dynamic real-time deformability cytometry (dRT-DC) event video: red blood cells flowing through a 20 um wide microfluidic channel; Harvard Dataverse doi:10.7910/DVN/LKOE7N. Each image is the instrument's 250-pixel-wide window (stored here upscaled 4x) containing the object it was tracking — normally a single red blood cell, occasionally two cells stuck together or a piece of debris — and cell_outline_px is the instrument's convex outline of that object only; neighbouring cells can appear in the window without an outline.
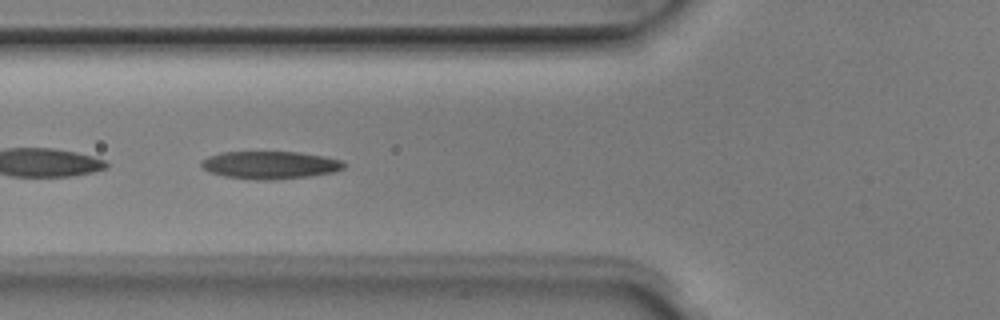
{"species": "Egyptian fruit bat (a non-hibernating species)", "species_latin": "Rousettus aegyptiacus", "temperature_condition": "room temperature", "stored_images_in_passage": 40, "camera_frame_rate_fps": 3000, "um_per_image_px": 0.085, "animal": {"sex": "male"}, "frame": {"image": 1, "passage_image": 8, "time_ms": 2.333, "image_size_px": [1000, 320], "cell_outline_px": [[348, 164], [344, 168], [332, 172], [308, 176], [276, 180], [256, 180], [224, 176], [208, 172], [200, 164], [200, 160], [208, 156], [220, 152], [300, 152], [324, 156], [344, 160]], "centroid_in_image_um": [22.96, 14.02], "position_along_channel_um": 102.8, "area_um2": 23.29}}
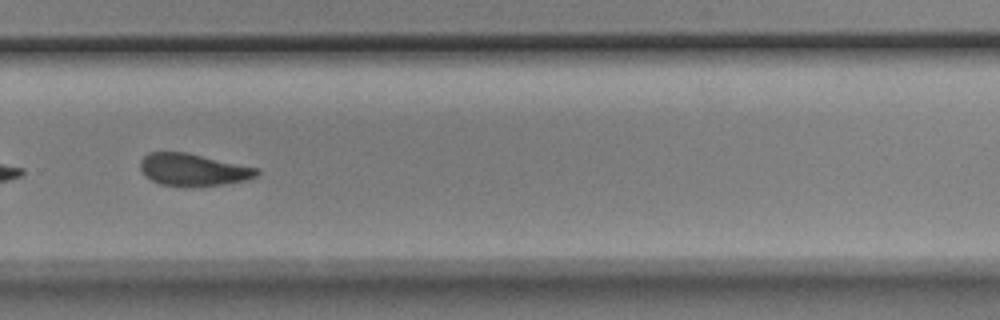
{"frame": {"image": 2, "passage_image": 24, "time_ms": 7.667, "image_size_px": [1000, 320], "cell_outline_px": [[260, 172], [256, 176], [244, 180], [224, 184], [184, 188], [160, 184], [144, 176], [140, 172], [140, 160], [148, 152], [188, 152], [260, 168]], "centroid_in_image_um": [16.39, 14.43], "position_along_channel_um": 313.4, "area_um2": 22.43}}
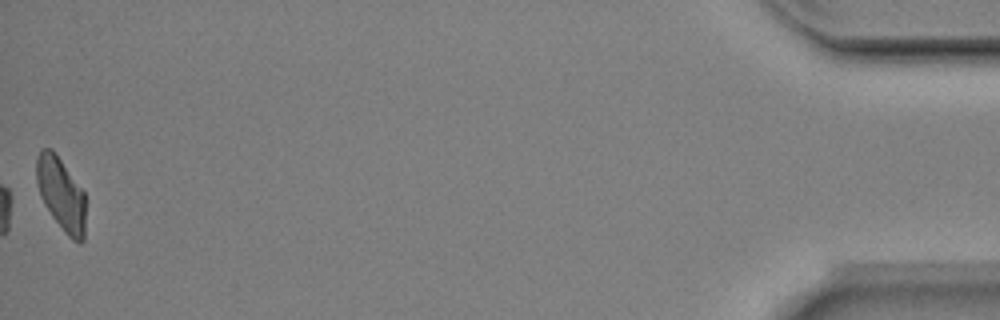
{"frame": {"image": 3, "passage_image": 40, "time_ms": 13.0, "image_size_px": [1000, 320], "cell_outline_px": [[84, 240], [80, 244], [72, 240], [64, 232], [52, 216], [44, 204], [40, 196], [36, 180], [36, 156], [40, 148], [52, 148], [84, 192]], "centroid_in_image_um": [5.17, 16.48], "position_along_channel_um": 430.0, "area_um2": 20.87}, "authors_computed_cell_mechanics": {"area_um2": 22.9755, "velocity_mm_per_s": 3.9602, "shape_relaxation_time_tau1_ms": 3.6516, "shape_relaxation_time_tau2_ms": 3.21, "deformation_change_tau1": 0.137, "deformation_change_tau2": 0.0998}}